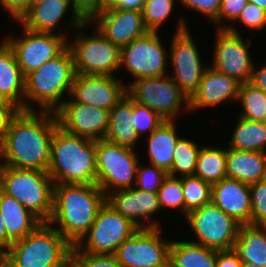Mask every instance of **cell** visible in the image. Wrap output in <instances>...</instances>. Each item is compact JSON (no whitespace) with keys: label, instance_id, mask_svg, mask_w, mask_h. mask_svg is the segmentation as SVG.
<instances>
[{"label":"cell","instance_id":"6da1fadb","mask_svg":"<svg viewBox=\"0 0 266 267\" xmlns=\"http://www.w3.org/2000/svg\"><path fill=\"white\" fill-rule=\"evenodd\" d=\"M58 126L55 112L20 110L1 141V165L47 172L51 141Z\"/></svg>","mask_w":266,"mask_h":267},{"label":"cell","instance_id":"7a4b0ae2","mask_svg":"<svg viewBox=\"0 0 266 267\" xmlns=\"http://www.w3.org/2000/svg\"><path fill=\"white\" fill-rule=\"evenodd\" d=\"M106 194L97 184L62 183L53 186V212L48 223H57L55 229L72 246L86 236Z\"/></svg>","mask_w":266,"mask_h":267},{"label":"cell","instance_id":"3957f363","mask_svg":"<svg viewBox=\"0 0 266 267\" xmlns=\"http://www.w3.org/2000/svg\"><path fill=\"white\" fill-rule=\"evenodd\" d=\"M54 184H96V141L55 129L49 168Z\"/></svg>","mask_w":266,"mask_h":267},{"label":"cell","instance_id":"277c9868","mask_svg":"<svg viewBox=\"0 0 266 267\" xmlns=\"http://www.w3.org/2000/svg\"><path fill=\"white\" fill-rule=\"evenodd\" d=\"M72 246L48 222H42L4 254V267H67Z\"/></svg>","mask_w":266,"mask_h":267},{"label":"cell","instance_id":"5b68a950","mask_svg":"<svg viewBox=\"0 0 266 267\" xmlns=\"http://www.w3.org/2000/svg\"><path fill=\"white\" fill-rule=\"evenodd\" d=\"M75 74L73 55L67 47L25 77L24 110H34L30 100L40 111L55 112L63 104L64 93L70 95Z\"/></svg>","mask_w":266,"mask_h":267},{"label":"cell","instance_id":"8992f818","mask_svg":"<svg viewBox=\"0 0 266 267\" xmlns=\"http://www.w3.org/2000/svg\"><path fill=\"white\" fill-rule=\"evenodd\" d=\"M2 191L15 198L42 222L53 212L54 183L46 171L18 169L0 164Z\"/></svg>","mask_w":266,"mask_h":267},{"label":"cell","instance_id":"52a82bcc","mask_svg":"<svg viewBox=\"0 0 266 267\" xmlns=\"http://www.w3.org/2000/svg\"><path fill=\"white\" fill-rule=\"evenodd\" d=\"M134 150L106 139L96 140V184L105 194L134 187L139 165Z\"/></svg>","mask_w":266,"mask_h":267},{"label":"cell","instance_id":"ba28073f","mask_svg":"<svg viewBox=\"0 0 266 267\" xmlns=\"http://www.w3.org/2000/svg\"><path fill=\"white\" fill-rule=\"evenodd\" d=\"M126 86L127 95L134 102L147 106L164 121L175 120L183 103L189 110L190 100L170 75L143 77Z\"/></svg>","mask_w":266,"mask_h":267},{"label":"cell","instance_id":"9c48e42d","mask_svg":"<svg viewBox=\"0 0 266 267\" xmlns=\"http://www.w3.org/2000/svg\"><path fill=\"white\" fill-rule=\"evenodd\" d=\"M77 38V39H76ZM68 41L76 74L114 76L120 65L121 48L109 41L97 28L92 36H77Z\"/></svg>","mask_w":266,"mask_h":267},{"label":"cell","instance_id":"30bf717a","mask_svg":"<svg viewBox=\"0 0 266 267\" xmlns=\"http://www.w3.org/2000/svg\"><path fill=\"white\" fill-rule=\"evenodd\" d=\"M186 219L198 239L191 242L218 251L234 248L241 224L212 202L190 211Z\"/></svg>","mask_w":266,"mask_h":267},{"label":"cell","instance_id":"8fae6325","mask_svg":"<svg viewBox=\"0 0 266 267\" xmlns=\"http://www.w3.org/2000/svg\"><path fill=\"white\" fill-rule=\"evenodd\" d=\"M138 229L136 224L105 202L86 236L76 247L81 252L114 255L120 244Z\"/></svg>","mask_w":266,"mask_h":267},{"label":"cell","instance_id":"7c38bea8","mask_svg":"<svg viewBox=\"0 0 266 267\" xmlns=\"http://www.w3.org/2000/svg\"><path fill=\"white\" fill-rule=\"evenodd\" d=\"M178 22L169 53L175 76L170 75V77L190 100L197 92L207 67H203L201 63L197 46L187 30L185 19L180 18Z\"/></svg>","mask_w":266,"mask_h":267},{"label":"cell","instance_id":"4fadbf2b","mask_svg":"<svg viewBox=\"0 0 266 267\" xmlns=\"http://www.w3.org/2000/svg\"><path fill=\"white\" fill-rule=\"evenodd\" d=\"M161 233V227L139 228L114 256L123 267H169L172 241L161 238Z\"/></svg>","mask_w":266,"mask_h":267},{"label":"cell","instance_id":"5bb4252c","mask_svg":"<svg viewBox=\"0 0 266 267\" xmlns=\"http://www.w3.org/2000/svg\"><path fill=\"white\" fill-rule=\"evenodd\" d=\"M22 31V38L15 39L11 35L4 41L14 51L24 77L56 58L68 47V37L64 34L34 32L25 27Z\"/></svg>","mask_w":266,"mask_h":267},{"label":"cell","instance_id":"9a60e30c","mask_svg":"<svg viewBox=\"0 0 266 267\" xmlns=\"http://www.w3.org/2000/svg\"><path fill=\"white\" fill-rule=\"evenodd\" d=\"M222 26L217 30L211 67L241 84L249 82L254 69L248 49L251 46V40L245 43L235 25L223 24Z\"/></svg>","mask_w":266,"mask_h":267},{"label":"cell","instance_id":"2e32d148","mask_svg":"<svg viewBox=\"0 0 266 267\" xmlns=\"http://www.w3.org/2000/svg\"><path fill=\"white\" fill-rule=\"evenodd\" d=\"M164 49L158 32H148L121 47L120 65L136 79L169 75L165 72L169 53Z\"/></svg>","mask_w":266,"mask_h":267},{"label":"cell","instance_id":"e0dca14e","mask_svg":"<svg viewBox=\"0 0 266 267\" xmlns=\"http://www.w3.org/2000/svg\"><path fill=\"white\" fill-rule=\"evenodd\" d=\"M58 125L69 134L90 140L105 139L109 127V111L71 100L55 111Z\"/></svg>","mask_w":266,"mask_h":267},{"label":"cell","instance_id":"ac0fdd59","mask_svg":"<svg viewBox=\"0 0 266 267\" xmlns=\"http://www.w3.org/2000/svg\"><path fill=\"white\" fill-rule=\"evenodd\" d=\"M111 75L75 74L70 95L75 102L111 111L127 95V86Z\"/></svg>","mask_w":266,"mask_h":267},{"label":"cell","instance_id":"d6986e66","mask_svg":"<svg viewBox=\"0 0 266 267\" xmlns=\"http://www.w3.org/2000/svg\"><path fill=\"white\" fill-rule=\"evenodd\" d=\"M91 20L109 41L120 48L149 32L144 25L142 11L107 7L96 13L89 22Z\"/></svg>","mask_w":266,"mask_h":267},{"label":"cell","instance_id":"ffe728a7","mask_svg":"<svg viewBox=\"0 0 266 267\" xmlns=\"http://www.w3.org/2000/svg\"><path fill=\"white\" fill-rule=\"evenodd\" d=\"M106 203L139 228H159V222L151 220L153 213L161 209L158 193L138 190L135 187L115 190L106 194ZM141 219L149 223L144 225L146 223Z\"/></svg>","mask_w":266,"mask_h":267},{"label":"cell","instance_id":"44dd1931","mask_svg":"<svg viewBox=\"0 0 266 267\" xmlns=\"http://www.w3.org/2000/svg\"><path fill=\"white\" fill-rule=\"evenodd\" d=\"M211 202L237 222L250 224V185L235 179L224 178L212 185Z\"/></svg>","mask_w":266,"mask_h":267},{"label":"cell","instance_id":"7402d4cb","mask_svg":"<svg viewBox=\"0 0 266 267\" xmlns=\"http://www.w3.org/2000/svg\"><path fill=\"white\" fill-rule=\"evenodd\" d=\"M240 85L241 83L236 79L213 67H207L197 92L190 99L189 109L194 111V109L214 107L224 101L228 102V100L236 99L238 101Z\"/></svg>","mask_w":266,"mask_h":267},{"label":"cell","instance_id":"603a6c76","mask_svg":"<svg viewBox=\"0 0 266 267\" xmlns=\"http://www.w3.org/2000/svg\"><path fill=\"white\" fill-rule=\"evenodd\" d=\"M25 77L14 51L4 41L0 45V100L24 110Z\"/></svg>","mask_w":266,"mask_h":267},{"label":"cell","instance_id":"cb8c5ba5","mask_svg":"<svg viewBox=\"0 0 266 267\" xmlns=\"http://www.w3.org/2000/svg\"><path fill=\"white\" fill-rule=\"evenodd\" d=\"M0 215L6 227L7 250L14 241L23 239L42 223L31 211L3 191L0 194Z\"/></svg>","mask_w":266,"mask_h":267},{"label":"cell","instance_id":"d4e9b609","mask_svg":"<svg viewBox=\"0 0 266 267\" xmlns=\"http://www.w3.org/2000/svg\"><path fill=\"white\" fill-rule=\"evenodd\" d=\"M226 178L249 185L266 179V153L227 148Z\"/></svg>","mask_w":266,"mask_h":267},{"label":"cell","instance_id":"484cf974","mask_svg":"<svg viewBox=\"0 0 266 267\" xmlns=\"http://www.w3.org/2000/svg\"><path fill=\"white\" fill-rule=\"evenodd\" d=\"M176 124L174 120H165L150 135H148L149 164L170 172L176 142L180 138L176 134Z\"/></svg>","mask_w":266,"mask_h":267},{"label":"cell","instance_id":"4316f807","mask_svg":"<svg viewBox=\"0 0 266 267\" xmlns=\"http://www.w3.org/2000/svg\"><path fill=\"white\" fill-rule=\"evenodd\" d=\"M134 101L126 95L109 112V127L106 140L135 149L139 136L131 125Z\"/></svg>","mask_w":266,"mask_h":267},{"label":"cell","instance_id":"83f0119b","mask_svg":"<svg viewBox=\"0 0 266 267\" xmlns=\"http://www.w3.org/2000/svg\"><path fill=\"white\" fill-rule=\"evenodd\" d=\"M71 4V0H45L32 7L18 22L34 32L53 33Z\"/></svg>","mask_w":266,"mask_h":267},{"label":"cell","instance_id":"f1b7e54d","mask_svg":"<svg viewBox=\"0 0 266 267\" xmlns=\"http://www.w3.org/2000/svg\"><path fill=\"white\" fill-rule=\"evenodd\" d=\"M233 250L242 263L266 267V226L240 225Z\"/></svg>","mask_w":266,"mask_h":267},{"label":"cell","instance_id":"f546056e","mask_svg":"<svg viewBox=\"0 0 266 267\" xmlns=\"http://www.w3.org/2000/svg\"><path fill=\"white\" fill-rule=\"evenodd\" d=\"M217 252L191 241H172L169 267H216Z\"/></svg>","mask_w":266,"mask_h":267},{"label":"cell","instance_id":"4dcf8cb0","mask_svg":"<svg viewBox=\"0 0 266 267\" xmlns=\"http://www.w3.org/2000/svg\"><path fill=\"white\" fill-rule=\"evenodd\" d=\"M229 148L266 153V122L238 118Z\"/></svg>","mask_w":266,"mask_h":267},{"label":"cell","instance_id":"1f68e13d","mask_svg":"<svg viewBox=\"0 0 266 267\" xmlns=\"http://www.w3.org/2000/svg\"><path fill=\"white\" fill-rule=\"evenodd\" d=\"M227 149L203 147L201 148L194 176L211 185L226 178Z\"/></svg>","mask_w":266,"mask_h":267},{"label":"cell","instance_id":"d6a6232c","mask_svg":"<svg viewBox=\"0 0 266 267\" xmlns=\"http://www.w3.org/2000/svg\"><path fill=\"white\" fill-rule=\"evenodd\" d=\"M242 104L241 118L266 122V93L250 82L240 85L238 102Z\"/></svg>","mask_w":266,"mask_h":267},{"label":"cell","instance_id":"836d02e7","mask_svg":"<svg viewBox=\"0 0 266 267\" xmlns=\"http://www.w3.org/2000/svg\"><path fill=\"white\" fill-rule=\"evenodd\" d=\"M200 150L198 144L180 137L175 145L173 164L168 175L171 177L194 176Z\"/></svg>","mask_w":266,"mask_h":267},{"label":"cell","instance_id":"e575fe53","mask_svg":"<svg viewBox=\"0 0 266 267\" xmlns=\"http://www.w3.org/2000/svg\"><path fill=\"white\" fill-rule=\"evenodd\" d=\"M185 218L187 214L203 205L211 203L212 185L196 176L181 177Z\"/></svg>","mask_w":266,"mask_h":267},{"label":"cell","instance_id":"d590c367","mask_svg":"<svg viewBox=\"0 0 266 267\" xmlns=\"http://www.w3.org/2000/svg\"><path fill=\"white\" fill-rule=\"evenodd\" d=\"M174 0H145L142 9L143 22L149 32H158L174 10Z\"/></svg>","mask_w":266,"mask_h":267},{"label":"cell","instance_id":"8d00e7d4","mask_svg":"<svg viewBox=\"0 0 266 267\" xmlns=\"http://www.w3.org/2000/svg\"><path fill=\"white\" fill-rule=\"evenodd\" d=\"M158 199L160 207L163 208H179L185 216V201L183 198V189L181 177L167 176L158 190Z\"/></svg>","mask_w":266,"mask_h":267},{"label":"cell","instance_id":"74e56055","mask_svg":"<svg viewBox=\"0 0 266 267\" xmlns=\"http://www.w3.org/2000/svg\"><path fill=\"white\" fill-rule=\"evenodd\" d=\"M130 121L139 137L141 134L148 133L147 131H149L148 135H150L164 122L156 112L136 102H134V110Z\"/></svg>","mask_w":266,"mask_h":267},{"label":"cell","instance_id":"f35d334b","mask_svg":"<svg viewBox=\"0 0 266 267\" xmlns=\"http://www.w3.org/2000/svg\"><path fill=\"white\" fill-rule=\"evenodd\" d=\"M251 218L250 224L266 226V179L250 184Z\"/></svg>","mask_w":266,"mask_h":267},{"label":"cell","instance_id":"ab89813d","mask_svg":"<svg viewBox=\"0 0 266 267\" xmlns=\"http://www.w3.org/2000/svg\"><path fill=\"white\" fill-rule=\"evenodd\" d=\"M168 176V174L156 167L155 165H150L149 167H137V176L135 180V188L138 190H143L147 192L157 193L162 185L163 180Z\"/></svg>","mask_w":266,"mask_h":267},{"label":"cell","instance_id":"60d3db41","mask_svg":"<svg viewBox=\"0 0 266 267\" xmlns=\"http://www.w3.org/2000/svg\"><path fill=\"white\" fill-rule=\"evenodd\" d=\"M71 262L76 267H123L114 255L81 252L76 246L71 250Z\"/></svg>","mask_w":266,"mask_h":267},{"label":"cell","instance_id":"b9f144b4","mask_svg":"<svg viewBox=\"0 0 266 267\" xmlns=\"http://www.w3.org/2000/svg\"><path fill=\"white\" fill-rule=\"evenodd\" d=\"M73 16L68 26L83 29L89 20L98 12H100V0H71Z\"/></svg>","mask_w":266,"mask_h":267},{"label":"cell","instance_id":"7bdbcfd3","mask_svg":"<svg viewBox=\"0 0 266 267\" xmlns=\"http://www.w3.org/2000/svg\"><path fill=\"white\" fill-rule=\"evenodd\" d=\"M236 21L243 24L246 28L261 30L266 27V11L258 5L248 2Z\"/></svg>","mask_w":266,"mask_h":267},{"label":"cell","instance_id":"ee69618b","mask_svg":"<svg viewBox=\"0 0 266 267\" xmlns=\"http://www.w3.org/2000/svg\"><path fill=\"white\" fill-rule=\"evenodd\" d=\"M222 0H179L184 7L198 11L213 22L218 18Z\"/></svg>","mask_w":266,"mask_h":267},{"label":"cell","instance_id":"f6af8a7d","mask_svg":"<svg viewBox=\"0 0 266 267\" xmlns=\"http://www.w3.org/2000/svg\"><path fill=\"white\" fill-rule=\"evenodd\" d=\"M248 0H222L218 18L215 24L223 22V20L236 21L243 8L247 5Z\"/></svg>","mask_w":266,"mask_h":267},{"label":"cell","instance_id":"bcb514c9","mask_svg":"<svg viewBox=\"0 0 266 267\" xmlns=\"http://www.w3.org/2000/svg\"><path fill=\"white\" fill-rule=\"evenodd\" d=\"M21 109L15 104L0 100V140L2 141L13 118L19 113Z\"/></svg>","mask_w":266,"mask_h":267},{"label":"cell","instance_id":"7dc6e473","mask_svg":"<svg viewBox=\"0 0 266 267\" xmlns=\"http://www.w3.org/2000/svg\"><path fill=\"white\" fill-rule=\"evenodd\" d=\"M0 4L17 21L28 12V0H0Z\"/></svg>","mask_w":266,"mask_h":267},{"label":"cell","instance_id":"c3c4849f","mask_svg":"<svg viewBox=\"0 0 266 267\" xmlns=\"http://www.w3.org/2000/svg\"><path fill=\"white\" fill-rule=\"evenodd\" d=\"M243 263L237 253L231 250H222L217 252L216 267H242Z\"/></svg>","mask_w":266,"mask_h":267},{"label":"cell","instance_id":"681fc988","mask_svg":"<svg viewBox=\"0 0 266 267\" xmlns=\"http://www.w3.org/2000/svg\"><path fill=\"white\" fill-rule=\"evenodd\" d=\"M249 82L266 93V63L256 71L253 69Z\"/></svg>","mask_w":266,"mask_h":267},{"label":"cell","instance_id":"f907efd6","mask_svg":"<svg viewBox=\"0 0 266 267\" xmlns=\"http://www.w3.org/2000/svg\"><path fill=\"white\" fill-rule=\"evenodd\" d=\"M145 0H117L112 6L115 9L142 11Z\"/></svg>","mask_w":266,"mask_h":267},{"label":"cell","instance_id":"816d5d0a","mask_svg":"<svg viewBox=\"0 0 266 267\" xmlns=\"http://www.w3.org/2000/svg\"><path fill=\"white\" fill-rule=\"evenodd\" d=\"M7 252V232L2 216L0 215V253Z\"/></svg>","mask_w":266,"mask_h":267},{"label":"cell","instance_id":"f5cc1de1","mask_svg":"<svg viewBox=\"0 0 266 267\" xmlns=\"http://www.w3.org/2000/svg\"><path fill=\"white\" fill-rule=\"evenodd\" d=\"M117 0H100V11L104 8L112 6Z\"/></svg>","mask_w":266,"mask_h":267},{"label":"cell","instance_id":"db71d44e","mask_svg":"<svg viewBox=\"0 0 266 267\" xmlns=\"http://www.w3.org/2000/svg\"><path fill=\"white\" fill-rule=\"evenodd\" d=\"M266 11V0H248Z\"/></svg>","mask_w":266,"mask_h":267},{"label":"cell","instance_id":"11a10c76","mask_svg":"<svg viewBox=\"0 0 266 267\" xmlns=\"http://www.w3.org/2000/svg\"><path fill=\"white\" fill-rule=\"evenodd\" d=\"M43 1H45V0H28V11L32 7H34V6L38 5V4H41Z\"/></svg>","mask_w":266,"mask_h":267},{"label":"cell","instance_id":"9f6ffc18","mask_svg":"<svg viewBox=\"0 0 266 267\" xmlns=\"http://www.w3.org/2000/svg\"><path fill=\"white\" fill-rule=\"evenodd\" d=\"M242 267H261V266H258L257 264H252V263H243Z\"/></svg>","mask_w":266,"mask_h":267},{"label":"cell","instance_id":"6f0895ef","mask_svg":"<svg viewBox=\"0 0 266 267\" xmlns=\"http://www.w3.org/2000/svg\"><path fill=\"white\" fill-rule=\"evenodd\" d=\"M0 267H4V254L0 253Z\"/></svg>","mask_w":266,"mask_h":267},{"label":"cell","instance_id":"680465c9","mask_svg":"<svg viewBox=\"0 0 266 267\" xmlns=\"http://www.w3.org/2000/svg\"><path fill=\"white\" fill-rule=\"evenodd\" d=\"M67 267H76L71 261L68 263Z\"/></svg>","mask_w":266,"mask_h":267},{"label":"cell","instance_id":"91938a15","mask_svg":"<svg viewBox=\"0 0 266 267\" xmlns=\"http://www.w3.org/2000/svg\"><path fill=\"white\" fill-rule=\"evenodd\" d=\"M2 192V183H1V180H0V194Z\"/></svg>","mask_w":266,"mask_h":267}]
</instances>
